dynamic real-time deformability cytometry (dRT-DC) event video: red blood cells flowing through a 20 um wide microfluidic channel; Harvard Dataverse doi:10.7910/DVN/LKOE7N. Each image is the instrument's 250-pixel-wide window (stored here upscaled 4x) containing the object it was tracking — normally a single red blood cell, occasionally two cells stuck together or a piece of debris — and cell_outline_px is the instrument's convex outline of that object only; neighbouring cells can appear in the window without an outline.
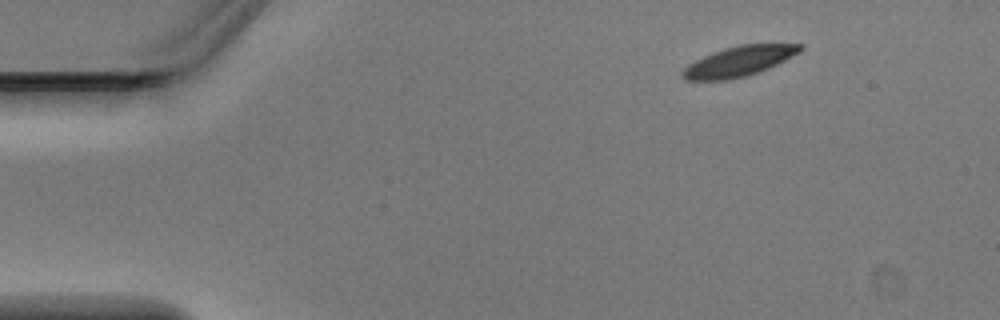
{"species": "Egyptian fruit bat (a non-hibernating species)", "species_latin": "Rousettus aegyptiacus", "temperature_condition": "warm", "stored_images_in_passage": 3, "camera_frame_rate_fps": 3000, "um_per_image_px": 0.085, "animal": {"sex": "male"}, "frame": {"image": 1, "passage_image": 1, "time_ms": 0.0, "image_size_px": [1000, 320], "cell_outline_px": [[804, 48], [800, 52], [760, 72], [748, 76], [728, 80], [684, 80], [680, 76], [680, 72], [688, 64], [712, 52], [724, 48], [740, 44], [804, 44]], "centroid_in_image_um": [62.79, 5.22], "position_along_channel_um": 22.2, "area_um2": 20.75}}